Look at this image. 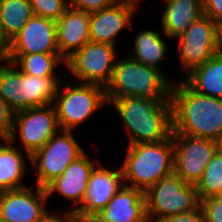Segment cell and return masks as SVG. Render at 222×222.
<instances>
[{
  "mask_svg": "<svg viewBox=\"0 0 222 222\" xmlns=\"http://www.w3.org/2000/svg\"><path fill=\"white\" fill-rule=\"evenodd\" d=\"M62 78L36 77L20 71V111L53 104Z\"/></svg>",
  "mask_w": 222,
  "mask_h": 222,
  "instance_id": "obj_20",
  "label": "cell"
},
{
  "mask_svg": "<svg viewBox=\"0 0 222 222\" xmlns=\"http://www.w3.org/2000/svg\"><path fill=\"white\" fill-rule=\"evenodd\" d=\"M172 133L219 141L222 136V98L195 93L182 80L172 83Z\"/></svg>",
  "mask_w": 222,
  "mask_h": 222,
  "instance_id": "obj_1",
  "label": "cell"
},
{
  "mask_svg": "<svg viewBox=\"0 0 222 222\" xmlns=\"http://www.w3.org/2000/svg\"><path fill=\"white\" fill-rule=\"evenodd\" d=\"M3 64L0 65V97L15 113L20 111V70L9 61Z\"/></svg>",
  "mask_w": 222,
  "mask_h": 222,
  "instance_id": "obj_27",
  "label": "cell"
},
{
  "mask_svg": "<svg viewBox=\"0 0 222 222\" xmlns=\"http://www.w3.org/2000/svg\"><path fill=\"white\" fill-rule=\"evenodd\" d=\"M199 200L222 196V150L218 149L195 185Z\"/></svg>",
  "mask_w": 222,
  "mask_h": 222,
  "instance_id": "obj_26",
  "label": "cell"
},
{
  "mask_svg": "<svg viewBox=\"0 0 222 222\" xmlns=\"http://www.w3.org/2000/svg\"><path fill=\"white\" fill-rule=\"evenodd\" d=\"M39 222H82V219L69 209L67 212L55 216L48 211Z\"/></svg>",
  "mask_w": 222,
  "mask_h": 222,
  "instance_id": "obj_34",
  "label": "cell"
},
{
  "mask_svg": "<svg viewBox=\"0 0 222 222\" xmlns=\"http://www.w3.org/2000/svg\"><path fill=\"white\" fill-rule=\"evenodd\" d=\"M144 197L149 222L188 213L200 206L195 185L185 183L174 172L147 189Z\"/></svg>",
  "mask_w": 222,
  "mask_h": 222,
  "instance_id": "obj_5",
  "label": "cell"
},
{
  "mask_svg": "<svg viewBox=\"0 0 222 222\" xmlns=\"http://www.w3.org/2000/svg\"><path fill=\"white\" fill-rule=\"evenodd\" d=\"M85 151L79 146L72 130H61L31 156L36 167L37 186L45 188Z\"/></svg>",
  "mask_w": 222,
  "mask_h": 222,
  "instance_id": "obj_7",
  "label": "cell"
},
{
  "mask_svg": "<svg viewBox=\"0 0 222 222\" xmlns=\"http://www.w3.org/2000/svg\"><path fill=\"white\" fill-rule=\"evenodd\" d=\"M159 222H206V219L203 209L199 206L196 210L168 216L161 219Z\"/></svg>",
  "mask_w": 222,
  "mask_h": 222,
  "instance_id": "obj_32",
  "label": "cell"
},
{
  "mask_svg": "<svg viewBox=\"0 0 222 222\" xmlns=\"http://www.w3.org/2000/svg\"><path fill=\"white\" fill-rule=\"evenodd\" d=\"M178 51L183 69L188 74L197 66L203 65L217 51L216 23L203 14L177 38Z\"/></svg>",
  "mask_w": 222,
  "mask_h": 222,
  "instance_id": "obj_11",
  "label": "cell"
},
{
  "mask_svg": "<svg viewBox=\"0 0 222 222\" xmlns=\"http://www.w3.org/2000/svg\"><path fill=\"white\" fill-rule=\"evenodd\" d=\"M9 59V42L4 37L0 27V62H8Z\"/></svg>",
  "mask_w": 222,
  "mask_h": 222,
  "instance_id": "obj_35",
  "label": "cell"
},
{
  "mask_svg": "<svg viewBox=\"0 0 222 222\" xmlns=\"http://www.w3.org/2000/svg\"><path fill=\"white\" fill-rule=\"evenodd\" d=\"M98 215L108 222H149L144 192L127 185H123Z\"/></svg>",
  "mask_w": 222,
  "mask_h": 222,
  "instance_id": "obj_18",
  "label": "cell"
},
{
  "mask_svg": "<svg viewBox=\"0 0 222 222\" xmlns=\"http://www.w3.org/2000/svg\"><path fill=\"white\" fill-rule=\"evenodd\" d=\"M124 185L145 192L173 171V140L128 145L120 166ZM129 184H128V183Z\"/></svg>",
  "mask_w": 222,
  "mask_h": 222,
  "instance_id": "obj_4",
  "label": "cell"
},
{
  "mask_svg": "<svg viewBox=\"0 0 222 222\" xmlns=\"http://www.w3.org/2000/svg\"><path fill=\"white\" fill-rule=\"evenodd\" d=\"M114 1L117 3H127V4L137 7V5H138L137 3H139L143 0H114Z\"/></svg>",
  "mask_w": 222,
  "mask_h": 222,
  "instance_id": "obj_38",
  "label": "cell"
},
{
  "mask_svg": "<svg viewBox=\"0 0 222 222\" xmlns=\"http://www.w3.org/2000/svg\"><path fill=\"white\" fill-rule=\"evenodd\" d=\"M135 6L115 2L112 6L90 13V41L115 46L116 37L131 26Z\"/></svg>",
  "mask_w": 222,
  "mask_h": 222,
  "instance_id": "obj_16",
  "label": "cell"
},
{
  "mask_svg": "<svg viewBox=\"0 0 222 222\" xmlns=\"http://www.w3.org/2000/svg\"><path fill=\"white\" fill-rule=\"evenodd\" d=\"M173 171L185 183L196 185L204 169L219 149L218 142L172 133Z\"/></svg>",
  "mask_w": 222,
  "mask_h": 222,
  "instance_id": "obj_10",
  "label": "cell"
},
{
  "mask_svg": "<svg viewBox=\"0 0 222 222\" xmlns=\"http://www.w3.org/2000/svg\"><path fill=\"white\" fill-rule=\"evenodd\" d=\"M90 13L68 7L56 21L57 44L66 61L90 41Z\"/></svg>",
  "mask_w": 222,
  "mask_h": 222,
  "instance_id": "obj_17",
  "label": "cell"
},
{
  "mask_svg": "<svg viewBox=\"0 0 222 222\" xmlns=\"http://www.w3.org/2000/svg\"><path fill=\"white\" fill-rule=\"evenodd\" d=\"M133 53L129 55L133 60L157 69L162 59L166 58V43L160 33L153 30H139L134 39Z\"/></svg>",
  "mask_w": 222,
  "mask_h": 222,
  "instance_id": "obj_24",
  "label": "cell"
},
{
  "mask_svg": "<svg viewBox=\"0 0 222 222\" xmlns=\"http://www.w3.org/2000/svg\"><path fill=\"white\" fill-rule=\"evenodd\" d=\"M218 146H219V149L222 150V136L220 140L218 141Z\"/></svg>",
  "mask_w": 222,
  "mask_h": 222,
  "instance_id": "obj_39",
  "label": "cell"
},
{
  "mask_svg": "<svg viewBox=\"0 0 222 222\" xmlns=\"http://www.w3.org/2000/svg\"><path fill=\"white\" fill-rule=\"evenodd\" d=\"M172 83L160 69L137 62L129 56H117L111 80L105 88L106 99L134 96L152 102H170Z\"/></svg>",
  "mask_w": 222,
  "mask_h": 222,
  "instance_id": "obj_3",
  "label": "cell"
},
{
  "mask_svg": "<svg viewBox=\"0 0 222 222\" xmlns=\"http://www.w3.org/2000/svg\"><path fill=\"white\" fill-rule=\"evenodd\" d=\"M161 17L164 38L177 39L203 15L202 0H164Z\"/></svg>",
  "mask_w": 222,
  "mask_h": 222,
  "instance_id": "obj_19",
  "label": "cell"
},
{
  "mask_svg": "<svg viewBox=\"0 0 222 222\" xmlns=\"http://www.w3.org/2000/svg\"><path fill=\"white\" fill-rule=\"evenodd\" d=\"M217 51L222 54V21L216 23Z\"/></svg>",
  "mask_w": 222,
  "mask_h": 222,
  "instance_id": "obj_36",
  "label": "cell"
},
{
  "mask_svg": "<svg viewBox=\"0 0 222 222\" xmlns=\"http://www.w3.org/2000/svg\"><path fill=\"white\" fill-rule=\"evenodd\" d=\"M182 81L195 93L222 98V54L192 69Z\"/></svg>",
  "mask_w": 222,
  "mask_h": 222,
  "instance_id": "obj_21",
  "label": "cell"
},
{
  "mask_svg": "<svg viewBox=\"0 0 222 222\" xmlns=\"http://www.w3.org/2000/svg\"><path fill=\"white\" fill-rule=\"evenodd\" d=\"M202 10L213 22L222 21V0H202Z\"/></svg>",
  "mask_w": 222,
  "mask_h": 222,
  "instance_id": "obj_33",
  "label": "cell"
},
{
  "mask_svg": "<svg viewBox=\"0 0 222 222\" xmlns=\"http://www.w3.org/2000/svg\"><path fill=\"white\" fill-rule=\"evenodd\" d=\"M33 15L57 21L69 7L68 0H28Z\"/></svg>",
  "mask_w": 222,
  "mask_h": 222,
  "instance_id": "obj_28",
  "label": "cell"
},
{
  "mask_svg": "<svg viewBox=\"0 0 222 222\" xmlns=\"http://www.w3.org/2000/svg\"><path fill=\"white\" fill-rule=\"evenodd\" d=\"M115 47L89 41L66 60V67L81 82L106 88L117 59Z\"/></svg>",
  "mask_w": 222,
  "mask_h": 222,
  "instance_id": "obj_9",
  "label": "cell"
},
{
  "mask_svg": "<svg viewBox=\"0 0 222 222\" xmlns=\"http://www.w3.org/2000/svg\"><path fill=\"white\" fill-rule=\"evenodd\" d=\"M98 163L89 160L87 153L84 152L45 187L47 196L58 192L64 198L70 199L69 201L74 204L70 211L75 212L84 199L91 171Z\"/></svg>",
  "mask_w": 222,
  "mask_h": 222,
  "instance_id": "obj_15",
  "label": "cell"
},
{
  "mask_svg": "<svg viewBox=\"0 0 222 222\" xmlns=\"http://www.w3.org/2000/svg\"><path fill=\"white\" fill-rule=\"evenodd\" d=\"M36 191L24 187L0 192V222H39L49 211L45 207L49 197L43 187Z\"/></svg>",
  "mask_w": 222,
  "mask_h": 222,
  "instance_id": "obj_12",
  "label": "cell"
},
{
  "mask_svg": "<svg viewBox=\"0 0 222 222\" xmlns=\"http://www.w3.org/2000/svg\"><path fill=\"white\" fill-rule=\"evenodd\" d=\"M13 124V112L6 102L0 97V139L2 141L10 138Z\"/></svg>",
  "mask_w": 222,
  "mask_h": 222,
  "instance_id": "obj_30",
  "label": "cell"
},
{
  "mask_svg": "<svg viewBox=\"0 0 222 222\" xmlns=\"http://www.w3.org/2000/svg\"><path fill=\"white\" fill-rule=\"evenodd\" d=\"M59 130L56 110L53 104L29 108L13 113L12 132L9 140L14 144L19 133L25 156H31L41 149ZM19 131V132H18Z\"/></svg>",
  "mask_w": 222,
  "mask_h": 222,
  "instance_id": "obj_8",
  "label": "cell"
},
{
  "mask_svg": "<svg viewBox=\"0 0 222 222\" xmlns=\"http://www.w3.org/2000/svg\"><path fill=\"white\" fill-rule=\"evenodd\" d=\"M4 142H0V192L27 187L22 184L26 158L9 139Z\"/></svg>",
  "mask_w": 222,
  "mask_h": 222,
  "instance_id": "obj_22",
  "label": "cell"
},
{
  "mask_svg": "<svg viewBox=\"0 0 222 222\" xmlns=\"http://www.w3.org/2000/svg\"><path fill=\"white\" fill-rule=\"evenodd\" d=\"M82 222H108L101 218L98 214H93L82 218Z\"/></svg>",
  "mask_w": 222,
  "mask_h": 222,
  "instance_id": "obj_37",
  "label": "cell"
},
{
  "mask_svg": "<svg viewBox=\"0 0 222 222\" xmlns=\"http://www.w3.org/2000/svg\"><path fill=\"white\" fill-rule=\"evenodd\" d=\"M61 84L60 82L53 102L61 130L73 131L95 111L108 105L105 88L101 86L87 83L77 86L68 84L62 89Z\"/></svg>",
  "mask_w": 222,
  "mask_h": 222,
  "instance_id": "obj_6",
  "label": "cell"
},
{
  "mask_svg": "<svg viewBox=\"0 0 222 222\" xmlns=\"http://www.w3.org/2000/svg\"><path fill=\"white\" fill-rule=\"evenodd\" d=\"M107 102L124 123L129 134L128 145L159 142L171 136V102H152L134 96L107 99Z\"/></svg>",
  "mask_w": 222,
  "mask_h": 222,
  "instance_id": "obj_2",
  "label": "cell"
},
{
  "mask_svg": "<svg viewBox=\"0 0 222 222\" xmlns=\"http://www.w3.org/2000/svg\"><path fill=\"white\" fill-rule=\"evenodd\" d=\"M8 61L22 73L43 78H60L54 71L66 62L60 53L9 54Z\"/></svg>",
  "mask_w": 222,
  "mask_h": 222,
  "instance_id": "obj_23",
  "label": "cell"
},
{
  "mask_svg": "<svg viewBox=\"0 0 222 222\" xmlns=\"http://www.w3.org/2000/svg\"><path fill=\"white\" fill-rule=\"evenodd\" d=\"M200 207L206 222H222V196H213L200 200Z\"/></svg>",
  "mask_w": 222,
  "mask_h": 222,
  "instance_id": "obj_29",
  "label": "cell"
},
{
  "mask_svg": "<svg viewBox=\"0 0 222 222\" xmlns=\"http://www.w3.org/2000/svg\"><path fill=\"white\" fill-rule=\"evenodd\" d=\"M123 185L121 167L110 170L98 163L91 171L84 199L75 213L81 219L99 214Z\"/></svg>",
  "mask_w": 222,
  "mask_h": 222,
  "instance_id": "obj_13",
  "label": "cell"
},
{
  "mask_svg": "<svg viewBox=\"0 0 222 222\" xmlns=\"http://www.w3.org/2000/svg\"><path fill=\"white\" fill-rule=\"evenodd\" d=\"M60 53L56 21L33 15L9 42V54Z\"/></svg>",
  "mask_w": 222,
  "mask_h": 222,
  "instance_id": "obj_14",
  "label": "cell"
},
{
  "mask_svg": "<svg viewBox=\"0 0 222 222\" xmlns=\"http://www.w3.org/2000/svg\"><path fill=\"white\" fill-rule=\"evenodd\" d=\"M69 6L84 12L92 13L112 6L114 0H68Z\"/></svg>",
  "mask_w": 222,
  "mask_h": 222,
  "instance_id": "obj_31",
  "label": "cell"
},
{
  "mask_svg": "<svg viewBox=\"0 0 222 222\" xmlns=\"http://www.w3.org/2000/svg\"><path fill=\"white\" fill-rule=\"evenodd\" d=\"M33 16L28 0H0V27L10 42Z\"/></svg>",
  "mask_w": 222,
  "mask_h": 222,
  "instance_id": "obj_25",
  "label": "cell"
}]
</instances>
